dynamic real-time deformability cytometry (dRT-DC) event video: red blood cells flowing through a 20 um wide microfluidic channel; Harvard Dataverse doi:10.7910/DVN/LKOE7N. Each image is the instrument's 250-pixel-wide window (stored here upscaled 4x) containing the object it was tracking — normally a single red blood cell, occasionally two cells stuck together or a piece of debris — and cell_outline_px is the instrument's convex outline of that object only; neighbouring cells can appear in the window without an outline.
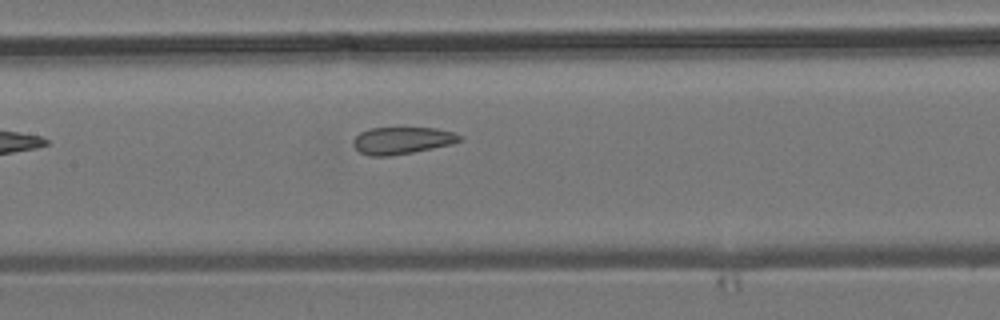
{"species": "common noctule bat (a hibernating species)", "species_latin": "Nyctalus noctula", "temperature_condition": "room temperature", "stored_images_in_passage": 7, "camera_frame_rate_fps": 3000, "um_per_image_px": 0.085, "animal": {"sex": "male", "body_mass_g": 19.2, "forearm_length_mm": 51.8}, "frame": {"image": 1, "passage_image": 7, "time_ms": 8.333, "image_size_px": [1000, 320], "cell_outline_px": [[464, 140], [452, 144], [412, 152], [388, 156], [368, 156], [360, 152], [352, 144], [352, 140], [360, 132], [372, 128], [436, 128], [452, 132], [464, 136]], "centroid_in_image_um": [34.19, 11.94], "position_along_channel_um": 173.2, "area_um2": 16.82}}